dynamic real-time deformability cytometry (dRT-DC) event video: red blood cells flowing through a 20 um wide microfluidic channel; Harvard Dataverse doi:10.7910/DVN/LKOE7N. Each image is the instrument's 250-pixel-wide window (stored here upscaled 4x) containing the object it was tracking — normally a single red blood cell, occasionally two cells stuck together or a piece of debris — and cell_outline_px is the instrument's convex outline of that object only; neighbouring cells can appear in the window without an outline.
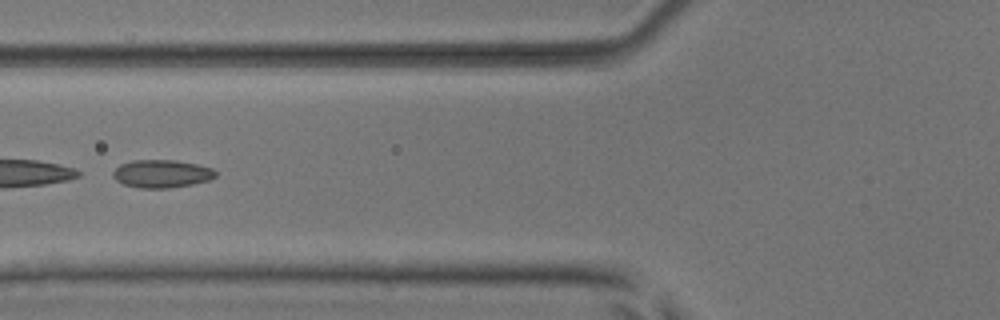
{"species": "common noctule bat (a hibernating species)", "species_latin": "Nyctalus noctula", "temperature_condition": "room temperature", "stored_images_in_passage": 20, "camera_frame_rate_fps": 3000, "um_per_image_px": 0.085, "animal": {"sex": "male", "body_mass_g": 17.9, "forearm_length_mm": 54.2}, "frame": {"image": 1, "passage_image": 6, "time_ms": 1.667, "image_size_px": [1000, 320], "cell_outline_px": [[216, 176], [208, 180], [192, 184], [168, 188], [140, 188], [124, 184], [116, 180], [112, 176], [112, 172], [120, 164], [132, 160], [176, 160], [196, 164], [212, 168], [216, 172]], "centroid_in_image_um": [13.72, 14.76], "position_along_channel_um": 112.1, "area_um2": 16.65}}